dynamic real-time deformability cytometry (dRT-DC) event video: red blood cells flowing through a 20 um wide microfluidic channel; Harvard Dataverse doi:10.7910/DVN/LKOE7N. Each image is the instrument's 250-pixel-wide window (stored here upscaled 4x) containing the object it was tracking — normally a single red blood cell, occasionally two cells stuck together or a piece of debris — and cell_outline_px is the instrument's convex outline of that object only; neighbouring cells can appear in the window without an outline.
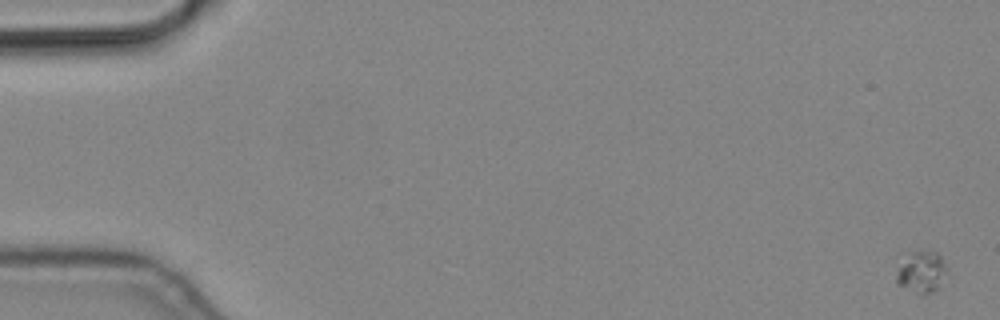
{"species": "common noctule bat (a hibernating species)", "species_latin": "Nyctalus noctula", "temperature_condition": "cold", "stored_images_in_passage": 5, "camera_frame_rate_fps": 3000, "um_per_image_px": 0.085, "animal": {"sex": "male", "body_mass_g": 19.2, "forearm_length_mm": 51.8}, "frame": {"image": 1, "passage_image": 1, "time_ms": 0.0, "image_size_px": [1000, 320], "cell_outline_px": [[948, 276], [940, 288], [932, 292], [916, 292], [896, 284], [896, 276], [900, 252], [920, 248], [936, 252], [940, 256], [948, 268]], "centroid_in_image_um": [78.3, 23.0], "position_along_channel_um": 6.7, "area_um2": 13.29}}
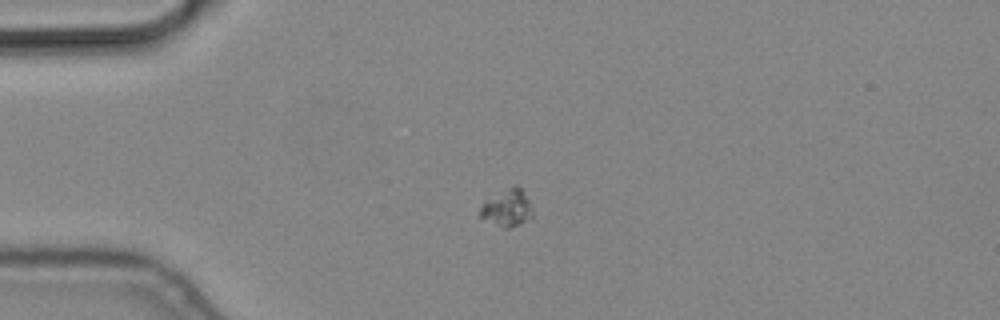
{"frame": {"image": 2, "passage_image": 4, "time_ms": 1.0, "image_size_px": [1000, 320], "cell_outline_px": [[532, 220], [508, 228], [504, 228], [480, 216], [480, 208], [488, 200], [516, 184], [520, 188], [528, 200], [532, 208]], "centroid_in_image_um": [43.17, 17.72], "position_along_channel_um": 41.8, "area_um2": 10.81}}